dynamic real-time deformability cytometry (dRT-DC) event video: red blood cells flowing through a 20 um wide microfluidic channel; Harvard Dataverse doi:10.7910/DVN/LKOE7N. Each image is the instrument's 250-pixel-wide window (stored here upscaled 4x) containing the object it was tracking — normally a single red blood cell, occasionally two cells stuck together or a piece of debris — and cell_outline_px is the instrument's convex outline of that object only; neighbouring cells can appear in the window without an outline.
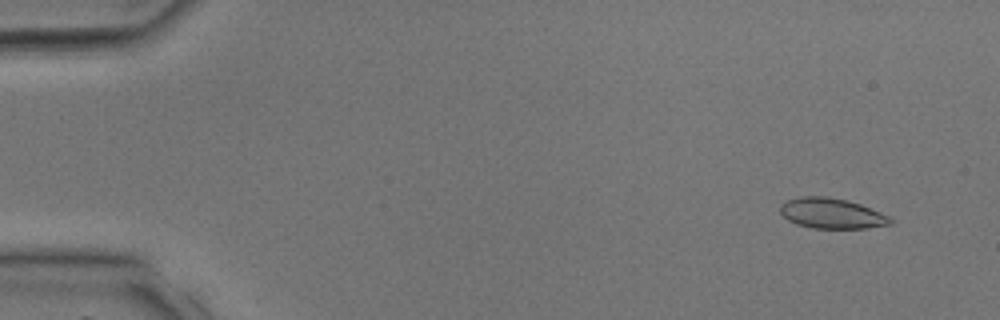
{"species": "common noctule bat (a hibernating species)", "species_latin": "Nyctalus noctula", "temperature_condition": "room temperature", "stored_images_in_passage": 39, "camera_frame_rate_fps": 3000, "um_per_image_px": 0.085, "animal": {"sex": "male", "body_mass_g": 17.9, "forearm_length_mm": 54.2}, "frame": {"image": 1, "passage_image": 3, "time_ms": 0.667, "image_size_px": [1000, 320], "cell_outline_px": [[892, 224], [868, 228], [812, 228], [796, 224], [788, 220], [780, 212], [780, 204], [788, 200], [800, 196], [828, 196], [848, 200], [860, 204], [880, 212], [888, 216], [892, 220]], "centroid_in_image_um": [70.68, 18.13], "position_along_channel_um": 14.3, "area_um2": 19.54}}
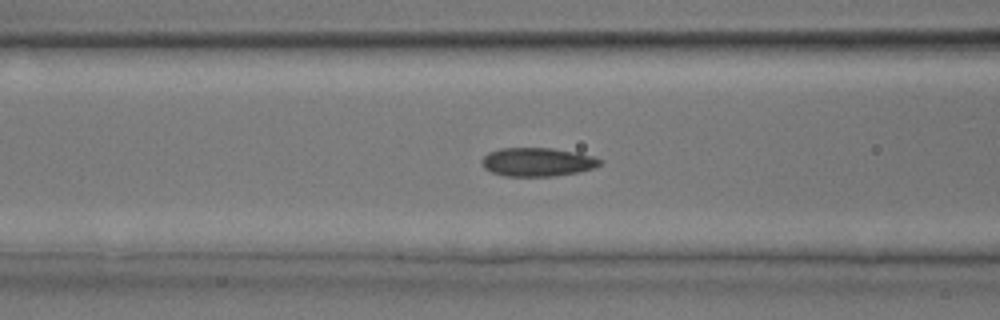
{"frame": {"image": 2, "passage_image": 16, "time_ms": 5.0, "image_size_px": [1000, 320], "cell_outline_px": [[604, 160], [600, 164], [592, 168], [576, 172], [556, 176], [504, 176], [492, 172], [484, 168], [480, 164], [480, 160], [488, 152], [500, 148], [552, 148], [576, 152], [592, 156]], "centroid_in_image_um": [45.64, 13.76], "position_along_channel_um": 121.0, "area_um2": 19.77}}
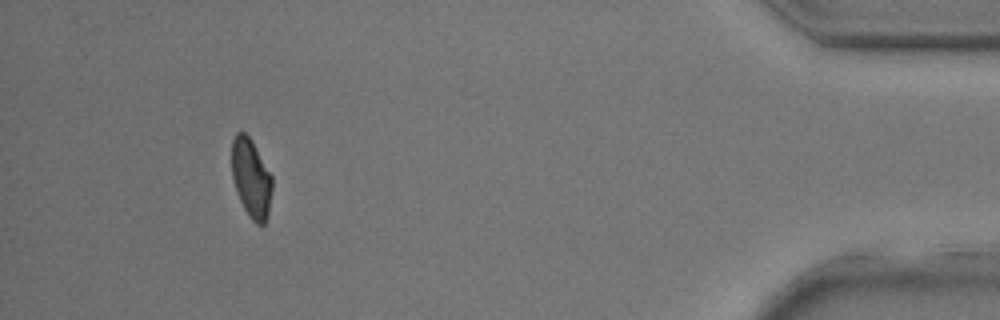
{"frame": {"image": 3, "passage_image": 36, "time_ms": 11.667, "image_size_px": [1000, 320], "cell_outline_px": [[272, 188], [268, 216], [264, 224], [256, 224], [248, 216], [236, 192], [232, 180], [232, 140], [236, 132], [244, 132], [252, 140], [272, 176]], "centroid_in_image_um": [21.34, 15.15], "position_along_channel_um": 413.9, "area_um2": 18.67}}